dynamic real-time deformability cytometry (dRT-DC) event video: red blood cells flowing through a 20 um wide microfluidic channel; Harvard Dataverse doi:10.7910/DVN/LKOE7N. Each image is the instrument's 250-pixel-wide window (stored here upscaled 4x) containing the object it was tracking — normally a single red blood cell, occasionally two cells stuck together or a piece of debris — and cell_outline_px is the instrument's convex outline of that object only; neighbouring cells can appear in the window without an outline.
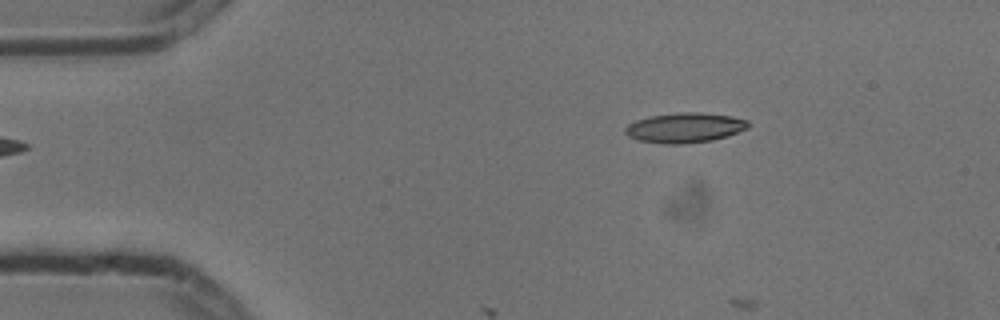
{"species": "common noctule bat (a hibernating species)", "species_latin": "Nyctalus noctula", "temperature_condition": "cold", "stored_images_in_passage": 3, "camera_frame_rate_fps": 3000, "um_per_image_px": 0.085, "animal": {"sex": "male", "body_mass_g": 13.3}, "frame": {"image": 1, "passage_image": 3, "time_ms": 0.667, "image_size_px": [1000, 320], "cell_outline_px": [[748, 128], [728, 136], [712, 140], [680, 144], [664, 144], [640, 140], [628, 136], [624, 132], [624, 128], [628, 124], [636, 120], [648, 116], [680, 112], [700, 112], [732, 116], [748, 120]], "centroid_in_image_um": [58.2, 10.85], "position_along_channel_um": 26.8, "area_um2": 21.5}}